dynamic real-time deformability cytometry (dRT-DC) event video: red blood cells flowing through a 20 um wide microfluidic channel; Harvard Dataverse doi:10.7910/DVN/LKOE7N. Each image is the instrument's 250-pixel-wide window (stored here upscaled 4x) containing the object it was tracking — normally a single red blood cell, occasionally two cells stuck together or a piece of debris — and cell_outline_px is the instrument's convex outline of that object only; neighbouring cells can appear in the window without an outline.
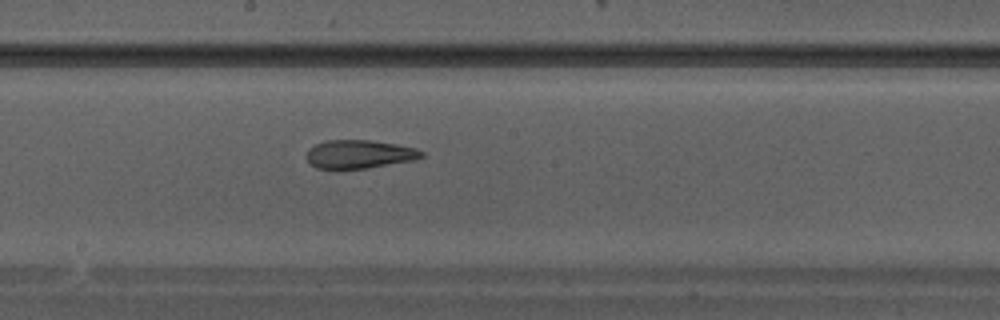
{"species": "Egyptian fruit bat (a non-hibernating species)", "species_latin": "Rousettus aegyptiacus", "temperature_condition": "warm", "stored_images_in_passage": 23, "camera_frame_rate_fps": 3000, "um_per_image_px": 0.085, "animal": {"sex": "male"}, "frame": {"image": 1, "passage_image": 10, "time_ms": 3.0, "image_size_px": [1000, 320], "cell_outline_px": [[424, 156], [412, 160], [364, 168], [316, 168], [304, 156], [308, 148], [324, 140], [372, 140], [396, 144], [416, 148], [424, 152]], "centroid_in_image_um": [30.5, 13.08], "position_along_channel_um": 217.7, "area_um2": 18.9}}